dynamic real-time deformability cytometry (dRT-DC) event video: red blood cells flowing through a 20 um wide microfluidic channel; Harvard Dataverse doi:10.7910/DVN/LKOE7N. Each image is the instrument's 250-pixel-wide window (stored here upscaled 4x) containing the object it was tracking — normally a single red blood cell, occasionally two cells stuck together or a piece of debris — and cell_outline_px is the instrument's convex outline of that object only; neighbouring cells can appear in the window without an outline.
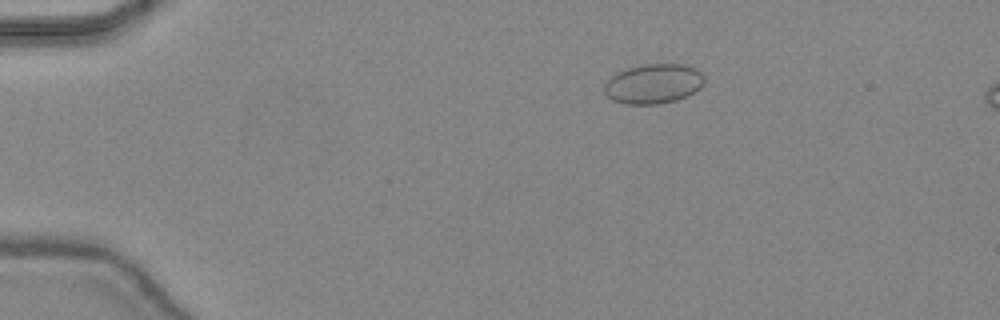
{"species": "common noctule bat (a hibernating species)", "species_latin": "Nyctalus noctula", "temperature_condition": "warm", "stored_images_in_passage": 43, "camera_frame_rate_fps": 3000, "um_per_image_px": 0.085, "animal": {"sex": "female", "body_mass_g": 24.6, "forearm_length_mm": 56.2}, "frame": {"image": 1, "passage_image": 5, "time_ms": 1.333, "image_size_px": [1000, 320], "cell_outline_px": [[704, 84], [700, 88], [688, 96], [676, 100], [656, 104], [624, 104], [612, 100], [604, 92], [604, 84], [616, 72], [628, 68], [644, 64], [684, 64], [696, 68], [704, 76]], "centroid_in_image_um": [55.55, 7.12], "position_along_channel_um": 29.4, "area_um2": 23.29}}
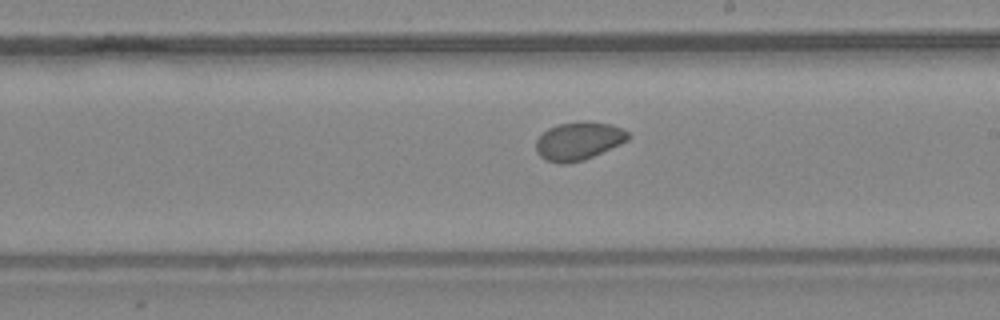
{"frame": {"image": 2, "passage_image": 24, "time_ms": 7.667, "image_size_px": [1000, 320], "cell_outline_px": [[628, 140], [620, 144], [584, 160], [568, 164], [560, 164], [544, 160], [536, 152], [536, 140], [548, 128], [556, 124], [584, 120], [588, 120], [612, 124], [628, 132]], "centroid_in_image_um": [49.15, 11.98], "position_along_channel_um": 239.8, "area_um2": 20.69}}
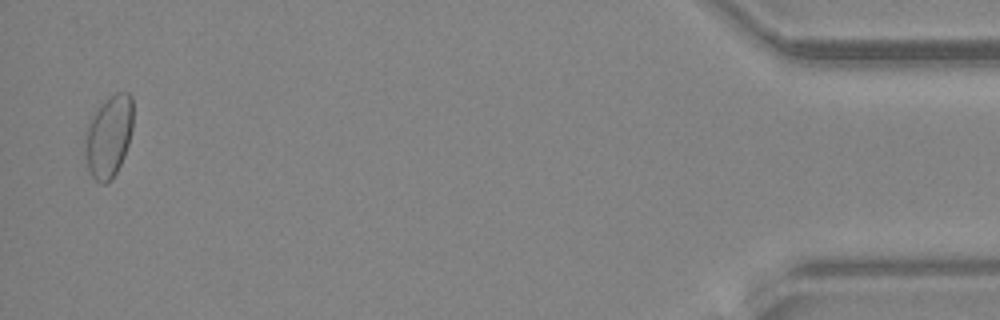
{"frame": {"image": 3, "passage_image": 42, "time_ms": 13.667, "image_size_px": [1000, 320], "cell_outline_px": [[132, 128], [128, 144], [124, 156], [112, 180], [104, 184], [100, 184], [92, 176], [88, 168], [84, 148], [88, 128], [92, 116], [116, 92], [128, 92], [132, 96]], "centroid_in_image_um": [9.26, 11.64], "position_along_channel_um": 425.9, "area_um2": 22.37}, "authors_computed_cell_mechanics": {"area_um2": 21.1548, "velocity_mm_per_s": 4.4726, "shape_relaxation_time_tau1_ms": 1.8593, "shape_relaxation_time_tau2_ms": null, "deformation_change_tau1": 0.0296, "deformation_change_tau2": null}}